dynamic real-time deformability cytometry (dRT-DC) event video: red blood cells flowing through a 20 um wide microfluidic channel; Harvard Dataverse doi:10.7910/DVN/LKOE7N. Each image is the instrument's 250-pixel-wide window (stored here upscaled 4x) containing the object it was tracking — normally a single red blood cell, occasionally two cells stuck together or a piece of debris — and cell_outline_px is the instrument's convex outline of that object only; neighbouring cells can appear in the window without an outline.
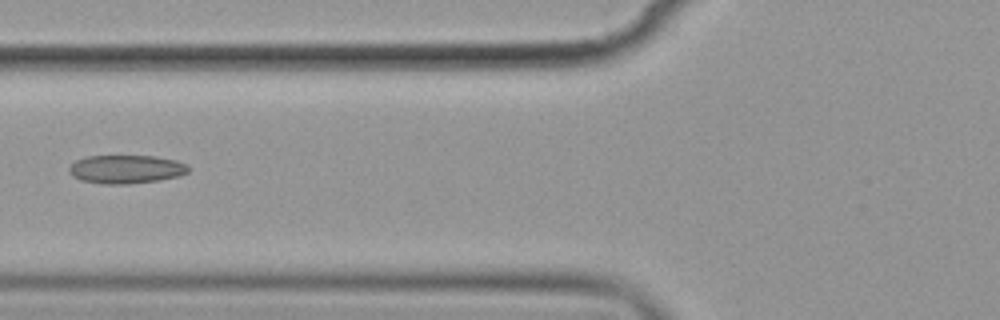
{"species": "common noctule bat (a hibernating species)", "species_latin": "Nyctalus noctula", "temperature_condition": "cold", "stored_images_in_passage": 3, "camera_frame_rate_fps": 3000, "um_per_image_px": 0.085, "animal": {"sex": "female", "body_mass_g": 19.9}, "frame": {"image": 1, "passage_image": 2, "time_ms": 1.333, "image_size_px": [1000, 320], "cell_outline_px": [[188, 172], [180, 176], [160, 180], [128, 184], [104, 184], [80, 180], [72, 176], [68, 172], [68, 168], [76, 160], [88, 156], [152, 156], [176, 160], [184, 164], [188, 168]], "centroid_in_image_um": [10.69, 14.39], "position_along_channel_um": 115.1, "area_um2": 19.77}}
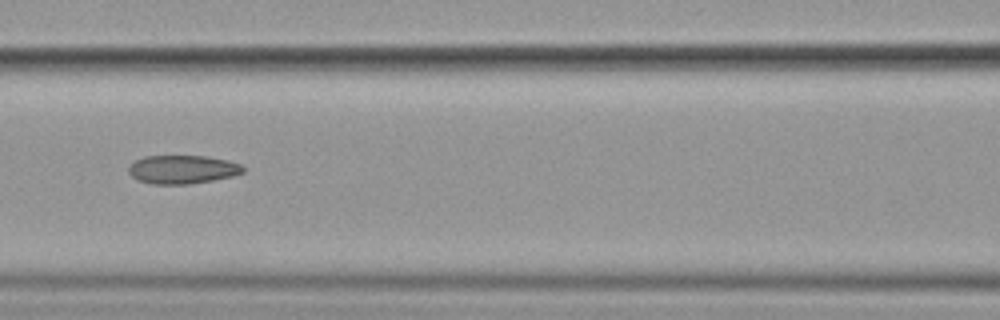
{"frame": {"image": 2, "passage_image": 3, "time_ms": 2.333, "image_size_px": [1000, 320], "cell_outline_px": [[244, 172], [232, 176], [212, 180], [188, 184], [152, 184], [140, 180], [132, 176], [128, 172], [128, 168], [136, 160], [144, 156], [208, 156], [228, 160], [240, 164], [244, 168]], "centroid_in_image_um": [15.52, 14.39], "position_along_channel_um": 151.1, "area_um2": 18.9}}